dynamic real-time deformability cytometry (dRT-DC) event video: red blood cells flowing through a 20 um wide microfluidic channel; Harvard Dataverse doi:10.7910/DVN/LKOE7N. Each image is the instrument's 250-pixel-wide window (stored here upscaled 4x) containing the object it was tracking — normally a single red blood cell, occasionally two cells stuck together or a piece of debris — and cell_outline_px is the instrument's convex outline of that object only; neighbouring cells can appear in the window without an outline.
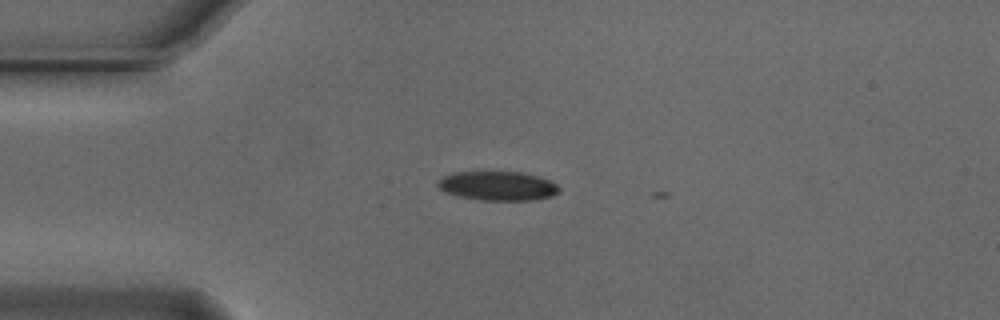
{"species": "Egyptian fruit bat (a non-hibernating species)", "species_latin": "Rousettus aegyptiacus", "temperature_condition": "cold", "stored_images_in_passage": 2, "camera_frame_rate_fps": 3000, "um_per_image_px": 0.085, "animal": {"sex": "male"}, "frame": {"image": 1, "passage_image": 1, "time_ms": 0.0, "image_size_px": [1000, 320], "cell_outline_px": [[560, 188], [552, 196], [532, 200], [480, 200], [460, 196], [444, 192], [436, 184], [440, 176], [452, 172], [520, 172], [540, 176], [552, 180]], "centroid_in_image_um": [42.28, 15.79], "position_along_channel_um": 42.7, "area_um2": 20.75}}